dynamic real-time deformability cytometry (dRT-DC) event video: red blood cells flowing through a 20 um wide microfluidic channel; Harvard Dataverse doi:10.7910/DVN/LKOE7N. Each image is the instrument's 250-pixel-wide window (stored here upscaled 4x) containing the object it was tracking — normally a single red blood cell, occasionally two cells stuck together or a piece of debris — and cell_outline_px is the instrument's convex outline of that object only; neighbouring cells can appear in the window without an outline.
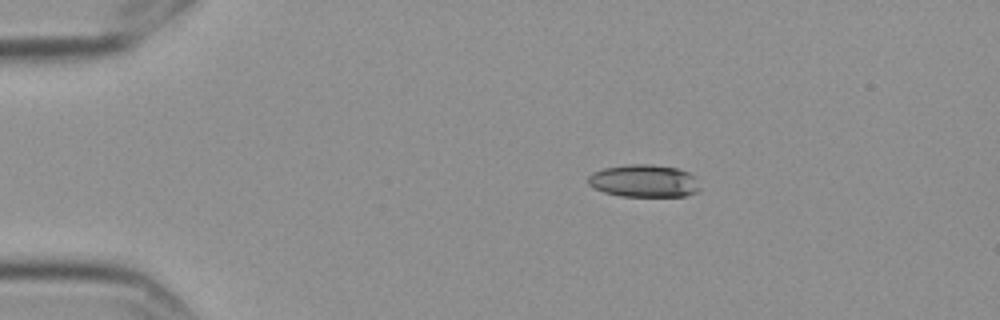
{"species": "Egyptian fruit bat (a non-hibernating species)", "species_latin": "Rousettus aegyptiacus", "temperature_condition": "cold", "stored_images_in_passage": 3, "camera_frame_rate_fps": 3000, "um_per_image_px": 0.085, "frame": {"image": 1, "passage_image": 1, "time_ms": 0.0, "image_size_px": [1000, 320], "cell_outline_px": [[700, 188], [696, 192], [684, 196], [620, 196], [604, 192], [588, 184], [588, 176], [592, 172], [604, 168], [628, 164], [652, 164], [680, 168], [696, 176]], "centroid_in_image_um": [54.76, 15.36], "position_along_channel_um": 30.2, "area_um2": 21.39}}